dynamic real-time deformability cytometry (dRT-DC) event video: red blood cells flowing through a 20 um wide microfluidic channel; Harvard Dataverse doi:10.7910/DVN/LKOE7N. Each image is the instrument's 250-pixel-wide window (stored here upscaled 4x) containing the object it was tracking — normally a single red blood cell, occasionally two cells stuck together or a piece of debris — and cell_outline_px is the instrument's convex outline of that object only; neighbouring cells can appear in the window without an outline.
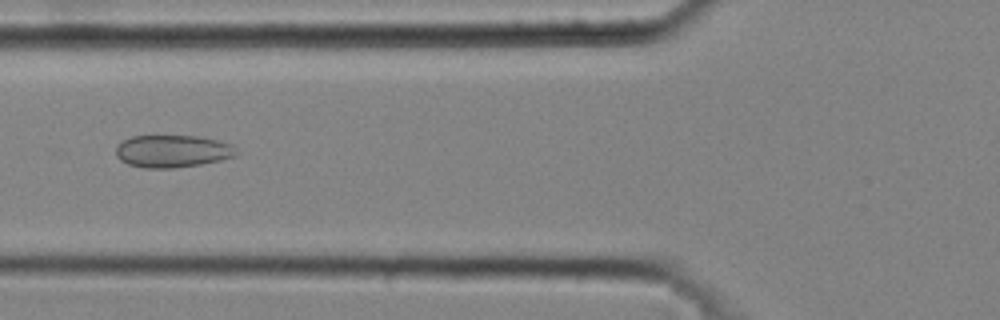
{"species": "common noctule bat (a hibernating species)", "species_latin": "Nyctalus noctula", "temperature_condition": "cold", "stored_images_in_passage": 26, "camera_frame_rate_fps": 3000, "um_per_image_px": 0.085, "animal": {"sex": "male", "body_mass_g": 20.4}, "frame": {"image": 1, "passage_image": 16, "time_ms": 5.0, "image_size_px": [1000, 320], "cell_outline_px": [[240, 152], [236, 156], [220, 160], [200, 164], [176, 168], [144, 168], [128, 164], [120, 160], [116, 156], [116, 144], [132, 136], [152, 132], [200, 136], [232, 144]], "centroid_in_image_um": [14.63, 12.79], "position_along_channel_um": 111.2, "area_um2": 23.93}}
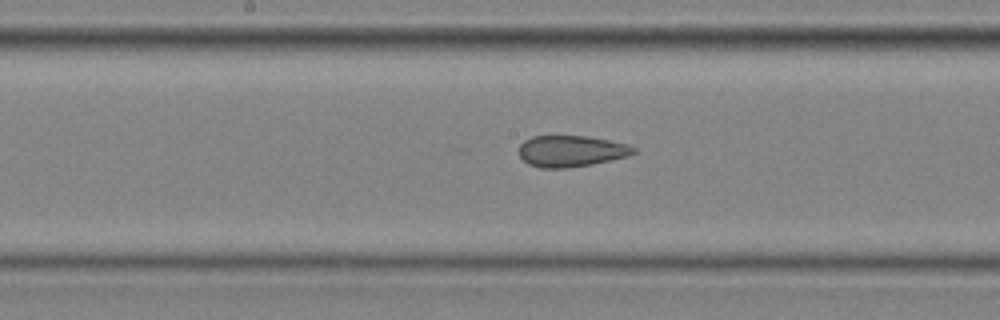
{"frame": {"image": 2, "passage_image": 22, "time_ms": 7.0, "image_size_px": [1000, 320], "cell_outline_px": [[640, 148], [636, 152], [628, 156], [592, 164], [568, 168], [540, 168], [528, 164], [520, 156], [520, 144], [524, 140], [540, 132], [544, 132], [588, 136], [628, 144]], "centroid_in_image_um": [48.52, 12.79], "position_along_channel_um": 199.7, "area_um2": 21.91}}
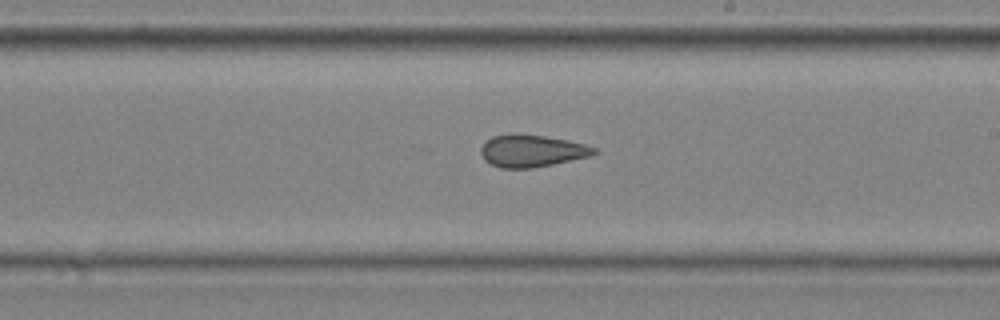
{"frame": {"image": 3, "passage_image": 25, "time_ms": 8.0, "image_size_px": [1000, 320], "cell_outline_px": [[600, 152], [592, 156], [532, 168], [500, 168], [484, 160], [480, 152], [480, 148], [484, 140], [492, 136], [508, 132], [520, 132], [568, 140], [600, 148]], "centroid_in_image_um": [45.2, 12.79], "position_along_channel_um": 243.8, "area_um2": 21.91}}